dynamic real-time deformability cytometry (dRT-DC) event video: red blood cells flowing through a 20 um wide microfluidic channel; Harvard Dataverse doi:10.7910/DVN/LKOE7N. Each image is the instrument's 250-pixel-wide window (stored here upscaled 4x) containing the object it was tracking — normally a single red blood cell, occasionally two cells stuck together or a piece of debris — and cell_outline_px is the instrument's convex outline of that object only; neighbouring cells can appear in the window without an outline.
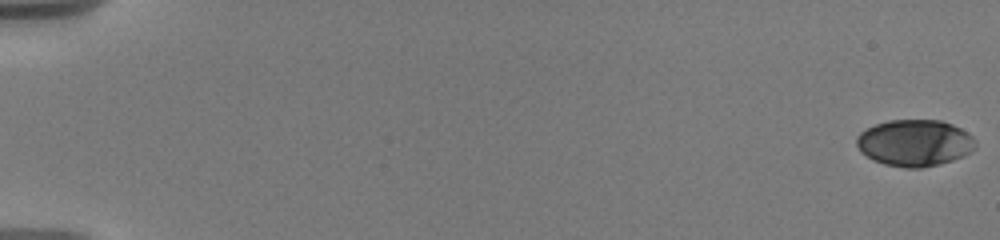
{"species": "human", "species_latin": "Homo sapiens", "temperature_condition": "warm", "stored_images_in_passage": 36, "camera_frame_rate_fps": 3000, "um_per_image_px": 0.085, "donor": {"sex": "male"}, "frame": {"image": 1, "passage_image": 1, "time_ms": 0.0, "image_size_px": [1000, 240], "cell_outline_px": [[976, 148], [972, 152], [964, 156], [940, 164], [920, 168], [904, 168], [884, 164], [872, 160], [860, 152], [856, 144], [856, 136], [860, 132], [876, 124], [888, 120], [940, 120], [952, 124], [968, 132], [976, 140]], "centroid_in_image_um": [77.75, 12.15], "position_along_channel_um": 7.2, "area_um2": 32.66}}
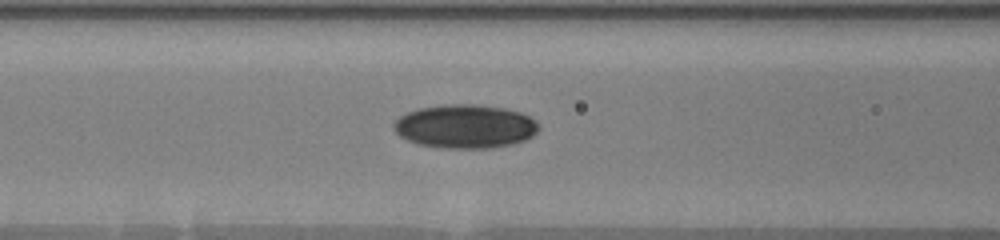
{"frame": {"image": 2, "passage_image": 17, "time_ms": 8.333, "image_size_px": [1000, 240], "cell_outline_px": [[540, 128], [532, 136], [524, 140], [512, 144], [488, 148], [444, 148], [420, 144], [408, 140], [400, 136], [392, 128], [392, 124], [400, 116], [408, 112], [420, 108], [444, 104], [480, 104], [504, 108], [520, 112], [536, 120], [540, 124]], "centroid_in_image_um": [39.55, 10.73], "position_along_channel_um": 127.0, "area_um2": 36.99}}
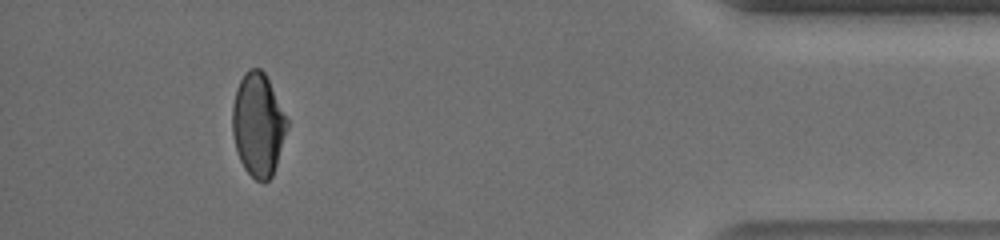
{"frame": {"image": 3, "passage_image": 34, "time_ms": 17.333, "image_size_px": [1000, 240], "cell_outline_px": [[288, 128], [272, 176], [268, 180], [256, 180], [244, 168], [240, 160], [236, 148], [232, 132], [232, 104], [236, 88], [244, 72], [248, 68], [260, 68], [264, 72], [288, 120]], "centroid_in_image_um": [21.92, 10.57], "position_along_channel_um": 413.3, "area_um2": 32.66}, "authors_computed_cell_mechanics": {"area_um2": 33.524, "velocity_mm_per_s": 3.6897, "shape_relaxation_time_tau1_ms": 5.3901, "shape_relaxation_time_tau2_ms": 3.5532, "deformation_change_tau1": 0.1446, "deformation_change_tau2": 0.058}}